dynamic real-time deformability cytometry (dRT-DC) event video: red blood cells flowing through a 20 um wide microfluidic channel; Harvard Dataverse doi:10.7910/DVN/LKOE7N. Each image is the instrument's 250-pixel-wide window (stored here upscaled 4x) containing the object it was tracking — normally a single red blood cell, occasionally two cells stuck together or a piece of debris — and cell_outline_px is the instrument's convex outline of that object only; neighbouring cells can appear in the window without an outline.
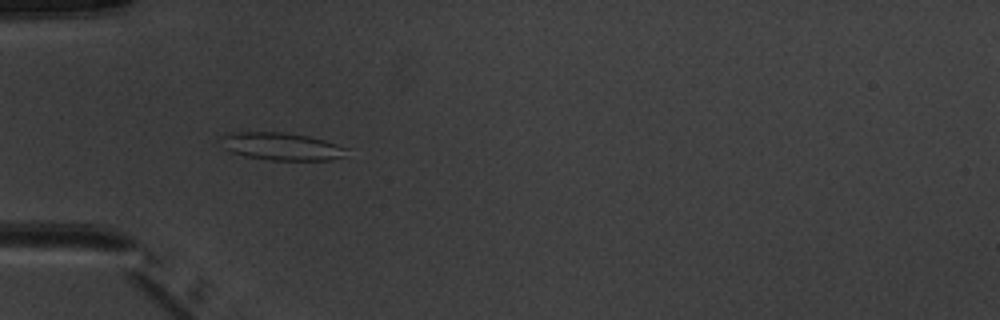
{"species": "common noctule bat (a hibernating species)", "species_latin": "Nyctalus noctula", "temperature_condition": "warm", "stored_images_in_passage": 6, "camera_frame_rate_fps": 3000, "um_per_image_px": 0.085, "animal": {"sex": "male", "body_mass_g": 20.1, "forearm_length_mm": 53.5}, "frame": {"image": 1, "passage_image": 5, "time_ms": 4.667, "image_size_px": [1000, 320], "cell_outline_px": [[348, 148], [344, 156], [332, 160], [268, 160], [244, 156], [232, 152], [224, 148], [220, 136], [232, 132], [280, 132], [308, 136], [324, 140]], "centroid_in_image_um": [23.92, 12.45], "position_along_channel_um": 61.1, "area_um2": 20.17}}
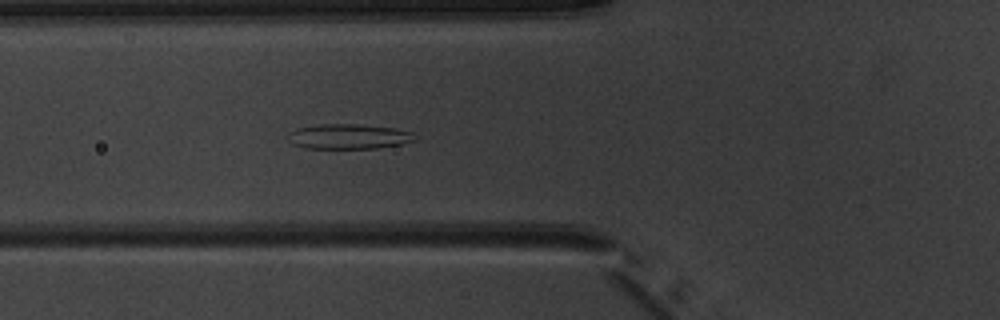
{"frame": {"image": 2, "passage_image": 6, "time_ms": 5.667, "image_size_px": [1000, 320], "cell_outline_px": [[416, 140], [400, 144], [376, 148], [304, 148], [292, 144], [288, 140], [288, 132], [296, 128], [320, 124], [356, 124], [396, 128], [412, 132]], "centroid_in_image_um": [29.59, 11.6], "position_along_channel_um": 96.2, "area_um2": 18.5}}